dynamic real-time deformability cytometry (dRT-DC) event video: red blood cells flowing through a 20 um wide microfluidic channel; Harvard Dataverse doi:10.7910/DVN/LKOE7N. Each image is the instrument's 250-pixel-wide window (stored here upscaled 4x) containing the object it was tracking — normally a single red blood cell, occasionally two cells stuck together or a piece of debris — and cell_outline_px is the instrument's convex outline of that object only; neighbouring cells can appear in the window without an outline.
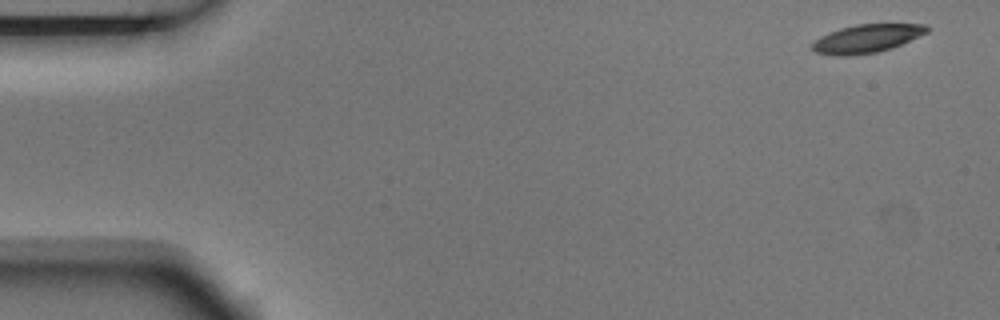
{"species": "Egyptian fruit bat (a non-hibernating species)", "species_latin": "Rousettus aegyptiacus", "temperature_condition": "room temperature", "stored_images_in_passage": 5, "segment_of_instrument_passage": [1, 2], "camera_frame_rate_fps": 3000, "um_per_image_px": 0.085, "animal": {"sex": "male"}, "frame": {"image": 1, "passage_image": 1, "time_ms": 0.0, "image_size_px": [1000, 320], "cell_outline_px": [[928, 32], [892, 48], [876, 52], [848, 56], [836, 56], [816, 52], [812, 48], [812, 44], [820, 36], [840, 28], [856, 24], [924, 24], [928, 28]], "centroid_in_image_um": [73.66, 3.28], "position_along_channel_um": 11.3, "area_um2": 18.73}}